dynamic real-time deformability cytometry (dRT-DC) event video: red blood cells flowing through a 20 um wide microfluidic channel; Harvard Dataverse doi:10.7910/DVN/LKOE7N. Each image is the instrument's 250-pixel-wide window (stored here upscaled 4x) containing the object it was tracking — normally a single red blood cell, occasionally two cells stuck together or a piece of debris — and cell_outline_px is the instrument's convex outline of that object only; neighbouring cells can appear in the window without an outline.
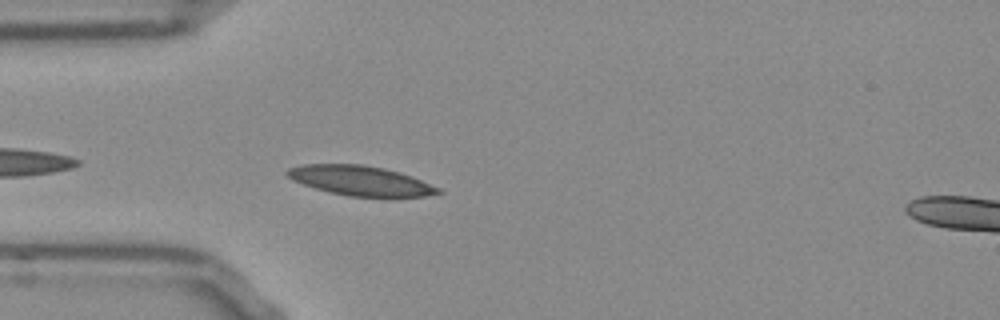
{"species": "Egyptian fruit bat (a non-hibernating species)", "species_latin": "Rousettus aegyptiacus", "temperature_condition": "room temperature", "stored_images_in_passage": 41, "camera_frame_rate_fps": 3000, "um_per_image_px": 0.085, "frame": {"image": 1, "passage_image": 3, "time_ms": 0.667, "image_size_px": [1000, 320], "cell_outline_px": [[444, 192], [424, 196], [384, 200], [348, 196], [328, 192], [292, 180], [284, 172], [288, 168], [304, 164], [364, 164], [384, 168], [400, 172], [412, 176], [440, 188]], "centroid_in_image_um": [30.71, 15.4], "position_along_channel_um": 54.3, "area_um2": 27.11}}
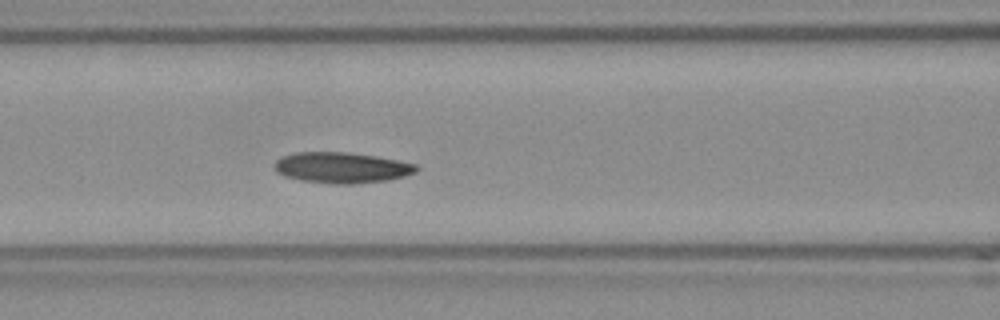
{"frame": {"image": 2, "passage_image": 10, "time_ms": 3.0, "image_size_px": [1000, 320], "cell_outline_px": [[420, 168], [416, 172], [404, 176], [388, 180], [352, 184], [332, 184], [300, 180], [284, 176], [276, 172], [276, 160], [284, 156], [296, 152], [348, 152], [376, 156], [416, 164]], "centroid_in_image_um": [29.06, 14.25], "position_along_channel_um": 137.5, "area_um2": 25.43}}
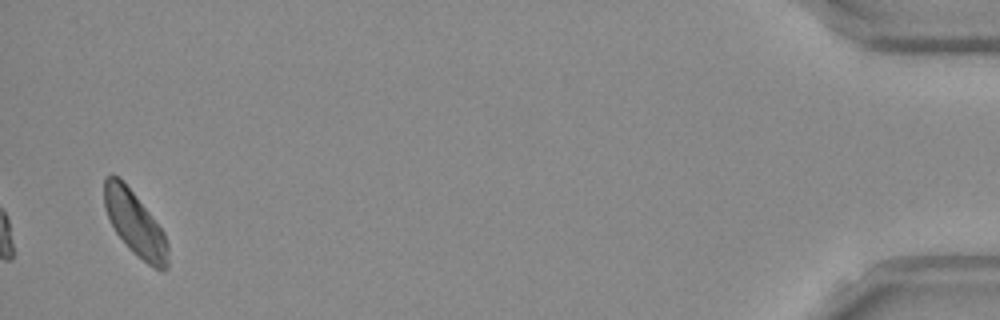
{"frame": {"image": 3, "passage_image": 40, "time_ms": 13.0, "image_size_px": [1000, 320], "cell_outline_px": [[168, 268], [160, 272], [148, 264], [132, 252], [128, 248], [116, 232], [104, 208], [104, 180], [112, 172], [120, 176], [164, 232], [168, 244]], "centroid_in_image_um": [11.47, 19.01], "position_along_channel_um": 423.7, "area_um2": 23.81}, "authors_computed_cell_mechanics": {"area_um2": 24.854, "velocity_mm_per_s": 3.7653, "shape_relaxation_time_tau1_ms": 3.0598, "shape_relaxation_time_tau2_ms": 10.3095, "deformation_change_tau1": 0.0873, "deformation_change_tau2": 0.1775}}